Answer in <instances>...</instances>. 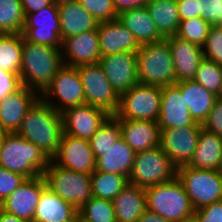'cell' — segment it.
<instances>
[{"label": "cell", "instance_id": "cell-1", "mask_svg": "<svg viewBox=\"0 0 222 222\" xmlns=\"http://www.w3.org/2000/svg\"><path fill=\"white\" fill-rule=\"evenodd\" d=\"M17 133L51 159L64 133L62 114L39 97L27 111Z\"/></svg>", "mask_w": 222, "mask_h": 222}, {"label": "cell", "instance_id": "cell-2", "mask_svg": "<svg viewBox=\"0 0 222 222\" xmlns=\"http://www.w3.org/2000/svg\"><path fill=\"white\" fill-rule=\"evenodd\" d=\"M64 65L61 49L40 45L23 38L20 79L22 86L41 95Z\"/></svg>", "mask_w": 222, "mask_h": 222}, {"label": "cell", "instance_id": "cell-3", "mask_svg": "<svg viewBox=\"0 0 222 222\" xmlns=\"http://www.w3.org/2000/svg\"><path fill=\"white\" fill-rule=\"evenodd\" d=\"M51 159L17 132L5 133L0 146V167L34 178L43 174Z\"/></svg>", "mask_w": 222, "mask_h": 222}, {"label": "cell", "instance_id": "cell-4", "mask_svg": "<svg viewBox=\"0 0 222 222\" xmlns=\"http://www.w3.org/2000/svg\"><path fill=\"white\" fill-rule=\"evenodd\" d=\"M136 54L140 84L164 87L176 83L172 53L166 39L143 44Z\"/></svg>", "mask_w": 222, "mask_h": 222}, {"label": "cell", "instance_id": "cell-5", "mask_svg": "<svg viewBox=\"0 0 222 222\" xmlns=\"http://www.w3.org/2000/svg\"><path fill=\"white\" fill-rule=\"evenodd\" d=\"M145 192L147 210L169 222H178L194 215L189 196L177 177L145 188Z\"/></svg>", "mask_w": 222, "mask_h": 222}, {"label": "cell", "instance_id": "cell-6", "mask_svg": "<svg viewBox=\"0 0 222 222\" xmlns=\"http://www.w3.org/2000/svg\"><path fill=\"white\" fill-rule=\"evenodd\" d=\"M46 187L79 210L91 197V175L77 173L51 160L42 174Z\"/></svg>", "mask_w": 222, "mask_h": 222}, {"label": "cell", "instance_id": "cell-7", "mask_svg": "<svg viewBox=\"0 0 222 222\" xmlns=\"http://www.w3.org/2000/svg\"><path fill=\"white\" fill-rule=\"evenodd\" d=\"M176 176L177 167L159 145L135 154L128 181L135 186L148 188L171 181Z\"/></svg>", "mask_w": 222, "mask_h": 222}, {"label": "cell", "instance_id": "cell-8", "mask_svg": "<svg viewBox=\"0 0 222 222\" xmlns=\"http://www.w3.org/2000/svg\"><path fill=\"white\" fill-rule=\"evenodd\" d=\"M182 183L194 210L222 200V170L195 169L188 165L177 168Z\"/></svg>", "mask_w": 222, "mask_h": 222}, {"label": "cell", "instance_id": "cell-9", "mask_svg": "<svg viewBox=\"0 0 222 222\" xmlns=\"http://www.w3.org/2000/svg\"><path fill=\"white\" fill-rule=\"evenodd\" d=\"M162 87L137 84L119 95L118 119L158 121Z\"/></svg>", "mask_w": 222, "mask_h": 222}, {"label": "cell", "instance_id": "cell-10", "mask_svg": "<svg viewBox=\"0 0 222 222\" xmlns=\"http://www.w3.org/2000/svg\"><path fill=\"white\" fill-rule=\"evenodd\" d=\"M40 97L59 113L85 104V95L77 67L64 64Z\"/></svg>", "mask_w": 222, "mask_h": 222}, {"label": "cell", "instance_id": "cell-11", "mask_svg": "<svg viewBox=\"0 0 222 222\" xmlns=\"http://www.w3.org/2000/svg\"><path fill=\"white\" fill-rule=\"evenodd\" d=\"M82 81L85 103L114 115L119 105V95L113 89L99 63L77 67Z\"/></svg>", "mask_w": 222, "mask_h": 222}, {"label": "cell", "instance_id": "cell-12", "mask_svg": "<svg viewBox=\"0 0 222 222\" xmlns=\"http://www.w3.org/2000/svg\"><path fill=\"white\" fill-rule=\"evenodd\" d=\"M27 41L61 49V28L58 6L51 4L25 18L22 31Z\"/></svg>", "mask_w": 222, "mask_h": 222}, {"label": "cell", "instance_id": "cell-13", "mask_svg": "<svg viewBox=\"0 0 222 222\" xmlns=\"http://www.w3.org/2000/svg\"><path fill=\"white\" fill-rule=\"evenodd\" d=\"M96 158L90 142L63 133L61 143L51 161L77 173L92 174L96 170Z\"/></svg>", "mask_w": 222, "mask_h": 222}, {"label": "cell", "instance_id": "cell-14", "mask_svg": "<svg viewBox=\"0 0 222 222\" xmlns=\"http://www.w3.org/2000/svg\"><path fill=\"white\" fill-rule=\"evenodd\" d=\"M202 126L160 129V146L178 168L187 165L195 152Z\"/></svg>", "mask_w": 222, "mask_h": 222}, {"label": "cell", "instance_id": "cell-15", "mask_svg": "<svg viewBox=\"0 0 222 222\" xmlns=\"http://www.w3.org/2000/svg\"><path fill=\"white\" fill-rule=\"evenodd\" d=\"M45 188L46 183L42 175L27 178L0 203V208L28 222H33L37 204Z\"/></svg>", "mask_w": 222, "mask_h": 222}, {"label": "cell", "instance_id": "cell-16", "mask_svg": "<svg viewBox=\"0 0 222 222\" xmlns=\"http://www.w3.org/2000/svg\"><path fill=\"white\" fill-rule=\"evenodd\" d=\"M98 63L118 95L139 84L135 52L101 56Z\"/></svg>", "mask_w": 222, "mask_h": 222}, {"label": "cell", "instance_id": "cell-17", "mask_svg": "<svg viewBox=\"0 0 222 222\" xmlns=\"http://www.w3.org/2000/svg\"><path fill=\"white\" fill-rule=\"evenodd\" d=\"M61 114L64 133L88 141L110 116L105 110L87 103L68 108Z\"/></svg>", "mask_w": 222, "mask_h": 222}, {"label": "cell", "instance_id": "cell-18", "mask_svg": "<svg viewBox=\"0 0 222 222\" xmlns=\"http://www.w3.org/2000/svg\"><path fill=\"white\" fill-rule=\"evenodd\" d=\"M61 53L63 63L69 66L98 63L101 52L97 28L65 38L62 41Z\"/></svg>", "mask_w": 222, "mask_h": 222}, {"label": "cell", "instance_id": "cell-19", "mask_svg": "<svg viewBox=\"0 0 222 222\" xmlns=\"http://www.w3.org/2000/svg\"><path fill=\"white\" fill-rule=\"evenodd\" d=\"M157 122L160 129L202 126L192 119L186 105L185 95L175 84L162 87L161 107Z\"/></svg>", "mask_w": 222, "mask_h": 222}, {"label": "cell", "instance_id": "cell-20", "mask_svg": "<svg viewBox=\"0 0 222 222\" xmlns=\"http://www.w3.org/2000/svg\"><path fill=\"white\" fill-rule=\"evenodd\" d=\"M40 95L26 86L0 101V130L14 133L20 129L27 111Z\"/></svg>", "mask_w": 222, "mask_h": 222}, {"label": "cell", "instance_id": "cell-21", "mask_svg": "<svg viewBox=\"0 0 222 222\" xmlns=\"http://www.w3.org/2000/svg\"><path fill=\"white\" fill-rule=\"evenodd\" d=\"M101 56L137 52L140 44L133 33L118 19L99 22L97 26Z\"/></svg>", "mask_w": 222, "mask_h": 222}, {"label": "cell", "instance_id": "cell-22", "mask_svg": "<svg viewBox=\"0 0 222 222\" xmlns=\"http://www.w3.org/2000/svg\"><path fill=\"white\" fill-rule=\"evenodd\" d=\"M166 40L172 53L176 83L194 80L198 66L204 58L202 47L177 35L167 37Z\"/></svg>", "mask_w": 222, "mask_h": 222}, {"label": "cell", "instance_id": "cell-23", "mask_svg": "<svg viewBox=\"0 0 222 222\" xmlns=\"http://www.w3.org/2000/svg\"><path fill=\"white\" fill-rule=\"evenodd\" d=\"M119 124L121 137L135 153L160 145L161 130L158 122L119 119Z\"/></svg>", "mask_w": 222, "mask_h": 222}, {"label": "cell", "instance_id": "cell-24", "mask_svg": "<svg viewBox=\"0 0 222 222\" xmlns=\"http://www.w3.org/2000/svg\"><path fill=\"white\" fill-rule=\"evenodd\" d=\"M78 210L47 187L42 191L33 222H76Z\"/></svg>", "mask_w": 222, "mask_h": 222}, {"label": "cell", "instance_id": "cell-25", "mask_svg": "<svg viewBox=\"0 0 222 222\" xmlns=\"http://www.w3.org/2000/svg\"><path fill=\"white\" fill-rule=\"evenodd\" d=\"M61 40L96 29L98 22L78 0L58 6Z\"/></svg>", "mask_w": 222, "mask_h": 222}, {"label": "cell", "instance_id": "cell-26", "mask_svg": "<svg viewBox=\"0 0 222 222\" xmlns=\"http://www.w3.org/2000/svg\"><path fill=\"white\" fill-rule=\"evenodd\" d=\"M118 20L133 33L140 45L164 40L145 6L120 11Z\"/></svg>", "mask_w": 222, "mask_h": 222}, {"label": "cell", "instance_id": "cell-27", "mask_svg": "<svg viewBox=\"0 0 222 222\" xmlns=\"http://www.w3.org/2000/svg\"><path fill=\"white\" fill-rule=\"evenodd\" d=\"M116 222H138L147 210L145 188L128 183L112 200Z\"/></svg>", "mask_w": 222, "mask_h": 222}, {"label": "cell", "instance_id": "cell-28", "mask_svg": "<svg viewBox=\"0 0 222 222\" xmlns=\"http://www.w3.org/2000/svg\"><path fill=\"white\" fill-rule=\"evenodd\" d=\"M175 85L185 95L186 105L194 122L202 125L218 96L195 80L181 81Z\"/></svg>", "mask_w": 222, "mask_h": 222}, {"label": "cell", "instance_id": "cell-29", "mask_svg": "<svg viewBox=\"0 0 222 222\" xmlns=\"http://www.w3.org/2000/svg\"><path fill=\"white\" fill-rule=\"evenodd\" d=\"M222 137L201 128L197 146L188 166L195 169L221 170Z\"/></svg>", "mask_w": 222, "mask_h": 222}, {"label": "cell", "instance_id": "cell-30", "mask_svg": "<svg viewBox=\"0 0 222 222\" xmlns=\"http://www.w3.org/2000/svg\"><path fill=\"white\" fill-rule=\"evenodd\" d=\"M135 152L121 137L111 147L103 151L96 160V170L122 174L129 177L135 158Z\"/></svg>", "mask_w": 222, "mask_h": 222}, {"label": "cell", "instance_id": "cell-31", "mask_svg": "<svg viewBox=\"0 0 222 222\" xmlns=\"http://www.w3.org/2000/svg\"><path fill=\"white\" fill-rule=\"evenodd\" d=\"M145 7L164 39L176 35L181 21L177 0H149Z\"/></svg>", "mask_w": 222, "mask_h": 222}, {"label": "cell", "instance_id": "cell-32", "mask_svg": "<svg viewBox=\"0 0 222 222\" xmlns=\"http://www.w3.org/2000/svg\"><path fill=\"white\" fill-rule=\"evenodd\" d=\"M22 50V33L0 34V69L19 74L22 64Z\"/></svg>", "mask_w": 222, "mask_h": 222}, {"label": "cell", "instance_id": "cell-33", "mask_svg": "<svg viewBox=\"0 0 222 222\" xmlns=\"http://www.w3.org/2000/svg\"><path fill=\"white\" fill-rule=\"evenodd\" d=\"M129 183L122 174L95 170L91 174L92 195L98 199L113 200Z\"/></svg>", "mask_w": 222, "mask_h": 222}, {"label": "cell", "instance_id": "cell-34", "mask_svg": "<svg viewBox=\"0 0 222 222\" xmlns=\"http://www.w3.org/2000/svg\"><path fill=\"white\" fill-rule=\"evenodd\" d=\"M121 138L119 119L110 115L89 140L91 149L97 159L103 151L111 147Z\"/></svg>", "mask_w": 222, "mask_h": 222}, {"label": "cell", "instance_id": "cell-35", "mask_svg": "<svg viewBox=\"0 0 222 222\" xmlns=\"http://www.w3.org/2000/svg\"><path fill=\"white\" fill-rule=\"evenodd\" d=\"M25 15L20 0H0V33H22Z\"/></svg>", "mask_w": 222, "mask_h": 222}, {"label": "cell", "instance_id": "cell-36", "mask_svg": "<svg viewBox=\"0 0 222 222\" xmlns=\"http://www.w3.org/2000/svg\"><path fill=\"white\" fill-rule=\"evenodd\" d=\"M78 219L82 222H116L113 202L91 197L78 210Z\"/></svg>", "mask_w": 222, "mask_h": 222}, {"label": "cell", "instance_id": "cell-37", "mask_svg": "<svg viewBox=\"0 0 222 222\" xmlns=\"http://www.w3.org/2000/svg\"><path fill=\"white\" fill-rule=\"evenodd\" d=\"M194 80L219 97L222 91V65L203 58Z\"/></svg>", "mask_w": 222, "mask_h": 222}, {"label": "cell", "instance_id": "cell-38", "mask_svg": "<svg viewBox=\"0 0 222 222\" xmlns=\"http://www.w3.org/2000/svg\"><path fill=\"white\" fill-rule=\"evenodd\" d=\"M212 25L201 17L180 21L176 35L203 47Z\"/></svg>", "mask_w": 222, "mask_h": 222}, {"label": "cell", "instance_id": "cell-39", "mask_svg": "<svg viewBox=\"0 0 222 222\" xmlns=\"http://www.w3.org/2000/svg\"><path fill=\"white\" fill-rule=\"evenodd\" d=\"M78 2L98 23L118 19V12L112 0H78Z\"/></svg>", "mask_w": 222, "mask_h": 222}, {"label": "cell", "instance_id": "cell-40", "mask_svg": "<svg viewBox=\"0 0 222 222\" xmlns=\"http://www.w3.org/2000/svg\"><path fill=\"white\" fill-rule=\"evenodd\" d=\"M204 58L222 65V28L217 25L210 27L206 42L202 47Z\"/></svg>", "mask_w": 222, "mask_h": 222}, {"label": "cell", "instance_id": "cell-41", "mask_svg": "<svg viewBox=\"0 0 222 222\" xmlns=\"http://www.w3.org/2000/svg\"><path fill=\"white\" fill-rule=\"evenodd\" d=\"M197 17L216 25L222 17V0H195Z\"/></svg>", "mask_w": 222, "mask_h": 222}, {"label": "cell", "instance_id": "cell-42", "mask_svg": "<svg viewBox=\"0 0 222 222\" xmlns=\"http://www.w3.org/2000/svg\"><path fill=\"white\" fill-rule=\"evenodd\" d=\"M27 178L0 167V203L5 200Z\"/></svg>", "mask_w": 222, "mask_h": 222}, {"label": "cell", "instance_id": "cell-43", "mask_svg": "<svg viewBox=\"0 0 222 222\" xmlns=\"http://www.w3.org/2000/svg\"><path fill=\"white\" fill-rule=\"evenodd\" d=\"M206 131L216 133L222 137V98L217 97L216 101L208 114L207 119L202 124Z\"/></svg>", "mask_w": 222, "mask_h": 222}, {"label": "cell", "instance_id": "cell-44", "mask_svg": "<svg viewBox=\"0 0 222 222\" xmlns=\"http://www.w3.org/2000/svg\"><path fill=\"white\" fill-rule=\"evenodd\" d=\"M197 222H222V200L194 210Z\"/></svg>", "mask_w": 222, "mask_h": 222}, {"label": "cell", "instance_id": "cell-45", "mask_svg": "<svg viewBox=\"0 0 222 222\" xmlns=\"http://www.w3.org/2000/svg\"><path fill=\"white\" fill-rule=\"evenodd\" d=\"M22 87L18 73L5 72L0 69V101Z\"/></svg>", "mask_w": 222, "mask_h": 222}, {"label": "cell", "instance_id": "cell-46", "mask_svg": "<svg viewBox=\"0 0 222 222\" xmlns=\"http://www.w3.org/2000/svg\"><path fill=\"white\" fill-rule=\"evenodd\" d=\"M177 5L181 21L197 17L195 0H177Z\"/></svg>", "mask_w": 222, "mask_h": 222}, {"label": "cell", "instance_id": "cell-47", "mask_svg": "<svg viewBox=\"0 0 222 222\" xmlns=\"http://www.w3.org/2000/svg\"><path fill=\"white\" fill-rule=\"evenodd\" d=\"M25 18L34 12L40 11L52 4L51 0H20Z\"/></svg>", "mask_w": 222, "mask_h": 222}, {"label": "cell", "instance_id": "cell-48", "mask_svg": "<svg viewBox=\"0 0 222 222\" xmlns=\"http://www.w3.org/2000/svg\"><path fill=\"white\" fill-rule=\"evenodd\" d=\"M149 0H112L115 10L119 13L125 9L143 7Z\"/></svg>", "mask_w": 222, "mask_h": 222}, {"label": "cell", "instance_id": "cell-49", "mask_svg": "<svg viewBox=\"0 0 222 222\" xmlns=\"http://www.w3.org/2000/svg\"><path fill=\"white\" fill-rule=\"evenodd\" d=\"M138 222H169L167 219L159 216L156 213L146 210L139 218Z\"/></svg>", "mask_w": 222, "mask_h": 222}, {"label": "cell", "instance_id": "cell-50", "mask_svg": "<svg viewBox=\"0 0 222 222\" xmlns=\"http://www.w3.org/2000/svg\"><path fill=\"white\" fill-rule=\"evenodd\" d=\"M0 222H28V221L21 219L10 213H7L6 211L0 208Z\"/></svg>", "mask_w": 222, "mask_h": 222}, {"label": "cell", "instance_id": "cell-51", "mask_svg": "<svg viewBox=\"0 0 222 222\" xmlns=\"http://www.w3.org/2000/svg\"><path fill=\"white\" fill-rule=\"evenodd\" d=\"M71 1H74V0H51L52 4H54L56 6H59L61 4H66Z\"/></svg>", "mask_w": 222, "mask_h": 222}, {"label": "cell", "instance_id": "cell-52", "mask_svg": "<svg viewBox=\"0 0 222 222\" xmlns=\"http://www.w3.org/2000/svg\"><path fill=\"white\" fill-rule=\"evenodd\" d=\"M178 222H197V221L195 220L194 216H192L191 218L181 220V221H178Z\"/></svg>", "mask_w": 222, "mask_h": 222}, {"label": "cell", "instance_id": "cell-53", "mask_svg": "<svg viewBox=\"0 0 222 222\" xmlns=\"http://www.w3.org/2000/svg\"><path fill=\"white\" fill-rule=\"evenodd\" d=\"M4 135H5V132L0 130V146H1V142H2V139H3Z\"/></svg>", "mask_w": 222, "mask_h": 222}, {"label": "cell", "instance_id": "cell-54", "mask_svg": "<svg viewBox=\"0 0 222 222\" xmlns=\"http://www.w3.org/2000/svg\"><path fill=\"white\" fill-rule=\"evenodd\" d=\"M216 25L222 28V17H220L219 22Z\"/></svg>", "mask_w": 222, "mask_h": 222}]
</instances>
